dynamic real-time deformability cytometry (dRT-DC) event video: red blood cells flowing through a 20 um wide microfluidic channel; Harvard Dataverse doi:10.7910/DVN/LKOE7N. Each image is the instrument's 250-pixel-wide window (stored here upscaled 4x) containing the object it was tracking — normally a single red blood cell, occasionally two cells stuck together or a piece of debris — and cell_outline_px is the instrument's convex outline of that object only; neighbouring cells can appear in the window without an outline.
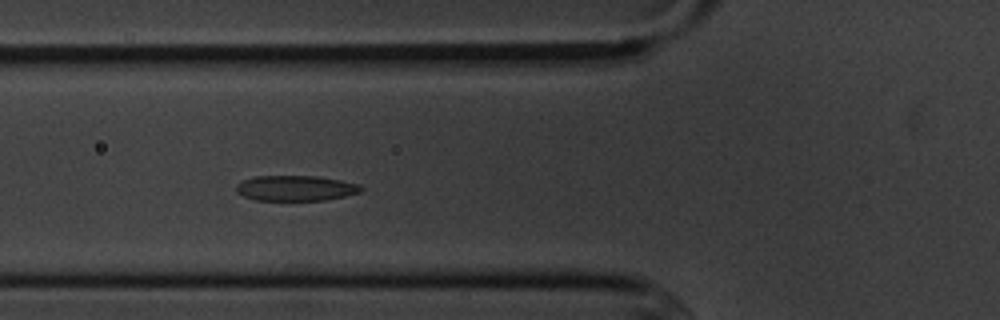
{"species": "common noctule bat (a hibernating species)", "species_latin": "Nyctalus noctula", "temperature_condition": "cold", "stored_images_in_passage": 7, "camera_frame_rate_fps": 3000, "um_per_image_px": 0.085, "animal": {"sex": "male", "body_mass_g": 20.1, "forearm_length_mm": 53.5}, "frame": {"image": 1, "passage_image": 5, "time_ms": 4.667, "image_size_px": [1000, 320], "cell_outline_px": [[364, 188], [360, 192], [344, 196], [324, 200], [256, 200], [244, 196], [236, 192], [236, 184], [244, 180], [256, 176], [316, 176], [340, 180], [360, 184]], "centroid_in_image_um": [25.14, 15.99], "position_along_channel_um": 100.7, "area_um2": 18.38}}
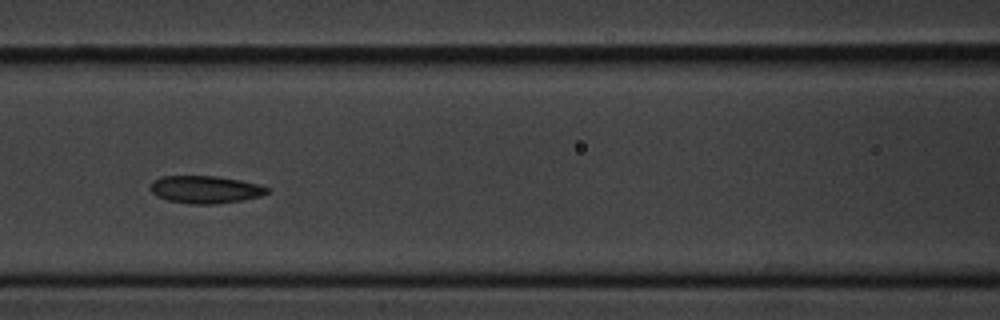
{"frame": {"image": 2, "passage_image": 6, "time_ms": 6.0, "image_size_px": [1000, 320], "cell_outline_px": [[268, 192], [260, 196], [240, 200], [216, 204], [188, 204], [168, 200], [156, 196], [148, 188], [152, 180], [160, 176], [216, 176], [240, 180], [256, 184], [268, 188]], "centroid_in_image_um": [17.37, 16.1], "position_along_channel_um": 149.2, "area_um2": 18.73}}
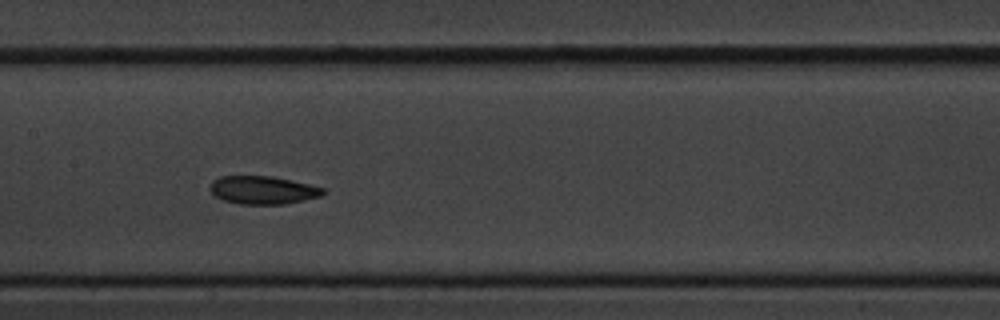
{"frame": {"image": 3, "passage_image": 7, "time_ms": 7.0, "image_size_px": [1000, 320], "cell_outline_px": [[324, 196], [284, 204], [240, 204], [224, 200], [216, 196], [208, 188], [212, 180], [220, 176], [272, 176], [308, 184], [324, 188]], "centroid_in_image_um": [22.33, 16.15], "position_along_channel_um": 185.1, "area_um2": 18.5}}